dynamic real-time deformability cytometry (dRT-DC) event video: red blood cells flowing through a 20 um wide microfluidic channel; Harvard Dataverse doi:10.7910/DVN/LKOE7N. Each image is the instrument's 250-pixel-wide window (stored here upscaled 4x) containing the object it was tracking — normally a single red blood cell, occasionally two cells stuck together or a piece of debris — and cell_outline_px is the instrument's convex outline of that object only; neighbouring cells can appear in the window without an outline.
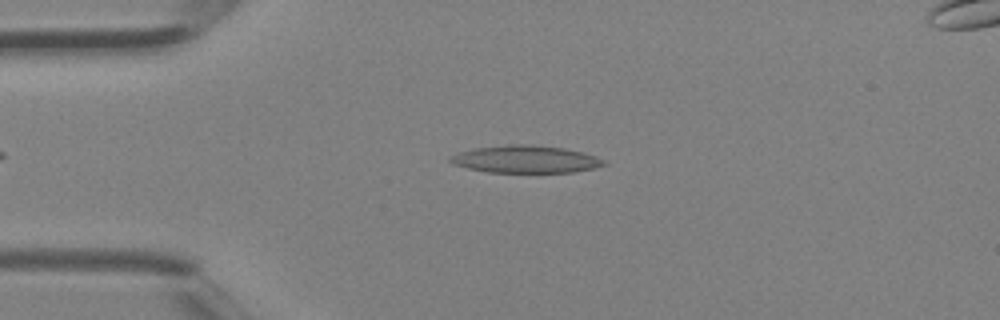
{"species": "Egyptian fruit bat (a non-hibernating species)", "species_latin": "Rousettus aegyptiacus", "temperature_condition": "room temperature", "stored_images_in_passage": 35, "camera_frame_rate_fps": 3000, "um_per_image_px": 0.085, "animal": {"sex": "female"}, "frame": {"image": 1, "passage_image": 8, "time_ms": 2.333, "image_size_px": [1000, 320], "cell_outline_px": [[608, 164], [596, 168], [572, 172], [488, 172], [468, 168], [452, 164], [448, 160], [452, 156], [460, 152], [476, 148], [508, 144], [532, 144], [564, 148], [584, 152], [596, 156], [604, 160]], "centroid_in_image_um": [44.72, 13.53], "position_along_channel_um": 40.3, "area_um2": 24.57}}
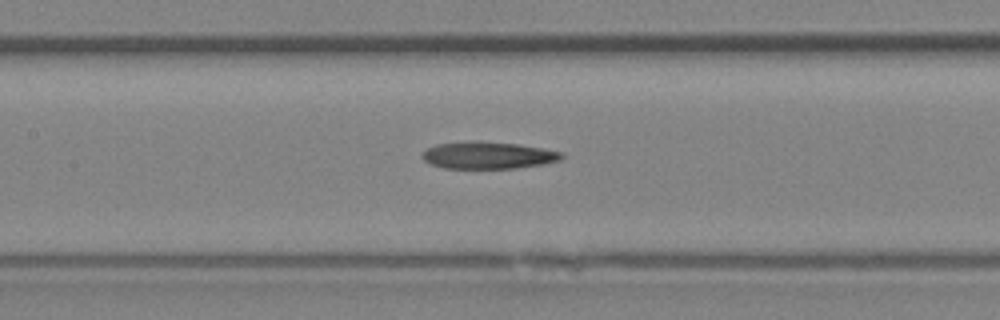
{"frame": {"image": 2, "passage_image": 17, "time_ms": 5.333, "image_size_px": [1000, 320], "cell_outline_px": [[564, 156], [560, 160], [544, 164], [516, 168], [444, 168], [432, 164], [424, 160], [420, 156], [428, 148], [436, 144], [516, 144], [544, 148], [560, 152]], "centroid_in_image_um": [41.54, 13.25], "position_along_channel_um": 165.9, "area_um2": 20.81}}
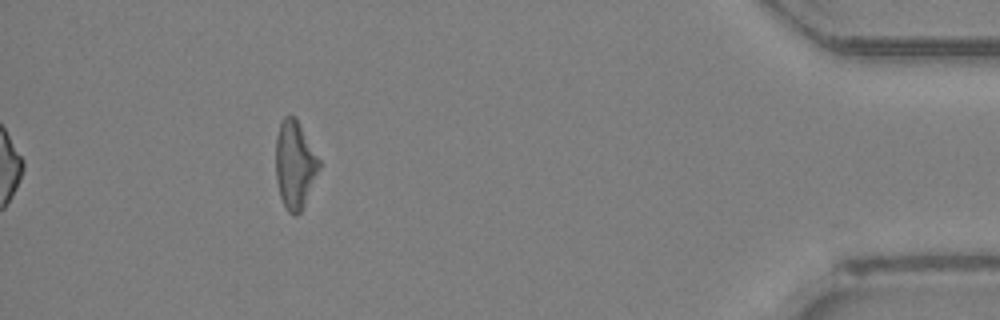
{"frame": {"image": 3, "passage_image": 35, "time_ms": 11.333, "image_size_px": [1000, 320], "cell_outline_px": [[320, 168], [304, 204], [300, 212], [296, 216], [292, 216], [288, 212], [280, 196], [276, 180], [276, 136], [280, 124], [284, 116], [296, 116], [320, 160]], "centroid_in_image_um": [25.06, 13.98], "position_along_channel_um": 410.1, "area_um2": 22.14}}